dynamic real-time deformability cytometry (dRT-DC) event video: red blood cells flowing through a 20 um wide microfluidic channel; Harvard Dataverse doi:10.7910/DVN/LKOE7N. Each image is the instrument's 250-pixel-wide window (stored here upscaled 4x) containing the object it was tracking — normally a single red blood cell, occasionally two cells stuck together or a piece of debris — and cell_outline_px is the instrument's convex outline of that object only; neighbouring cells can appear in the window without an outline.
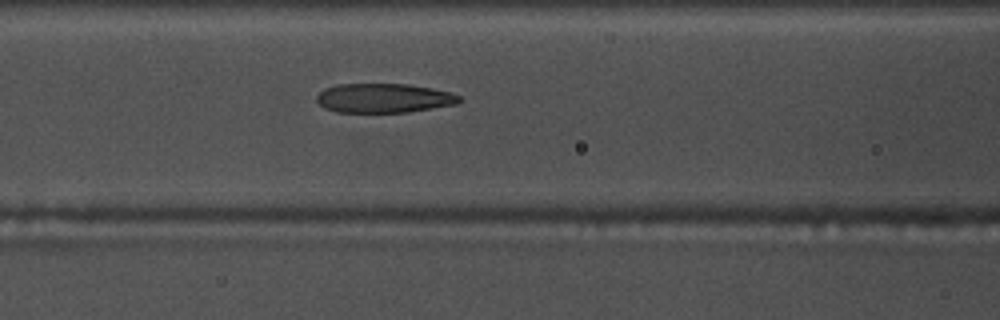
{"species": "common noctule bat (a hibernating species)", "species_latin": "Nyctalus noctula", "temperature_condition": "warm", "stored_images_in_passage": 46, "camera_frame_rate_fps": 3000, "um_per_image_px": 0.085, "animal": {"sex": "male", "body_mass_g": 17.5, "forearm_length_mm": 52.3}, "frame": {"image": 1, "passage_image": 14, "time_ms": 4.333, "image_size_px": [1000, 320], "cell_outline_px": [[464, 100], [456, 104], [408, 112], [336, 112], [324, 108], [316, 100], [316, 96], [324, 88], [336, 84], [408, 84], [432, 88], [448, 92], [460, 96]], "centroid_in_image_um": [32.61, 8.34], "position_along_channel_um": 134.0, "area_um2": 24.39}, "authors_computed_cell_mechanics": {"area_um2": 25.721, "velocity_mm_per_s": 3.7294, "shape_relaxation_time_tau1_ms": 7.8276, "shape_relaxation_time_tau2_ms": 1.8778, "deformation_change_tau1": 0.2502, "deformation_change_tau2": 0.1109}}